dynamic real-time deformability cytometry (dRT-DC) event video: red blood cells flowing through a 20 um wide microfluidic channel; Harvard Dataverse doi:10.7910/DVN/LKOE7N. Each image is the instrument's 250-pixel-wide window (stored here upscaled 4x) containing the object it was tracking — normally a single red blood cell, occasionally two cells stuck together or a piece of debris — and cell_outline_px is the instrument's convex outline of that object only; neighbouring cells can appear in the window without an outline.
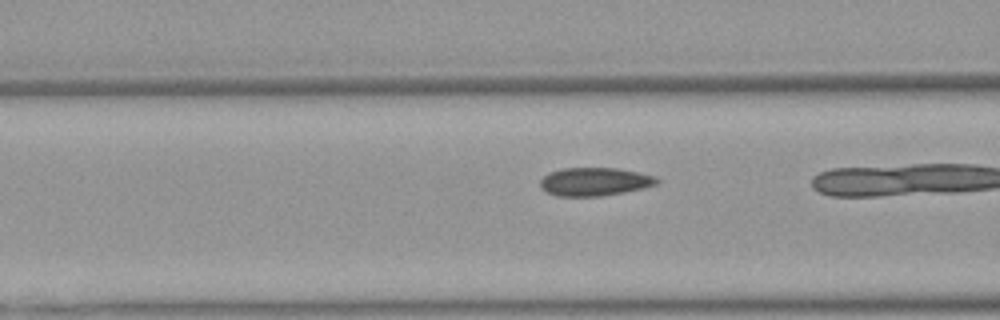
{"species": "Egyptian fruit bat (a non-hibernating species)", "species_latin": "Rousettus aegyptiacus", "temperature_condition": "warm", "stored_images_in_passage": 33, "camera_frame_rate_fps": 3000, "um_per_image_px": 0.085, "animal": {"sex": "female"}, "frame": {"image": 1, "passage_image": 13, "time_ms": 4.0, "image_size_px": [1000, 320], "cell_outline_px": [[660, 180], [656, 184], [644, 188], [624, 192], [600, 196], [556, 196], [540, 188], [540, 180], [544, 176], [552, 172], [564, 168], [616, 168], [656, 176]], "centroid_in_image_um": [50.55, 15.45], "position_along_channel_um": 116.1, "area_um2": 19.07}}
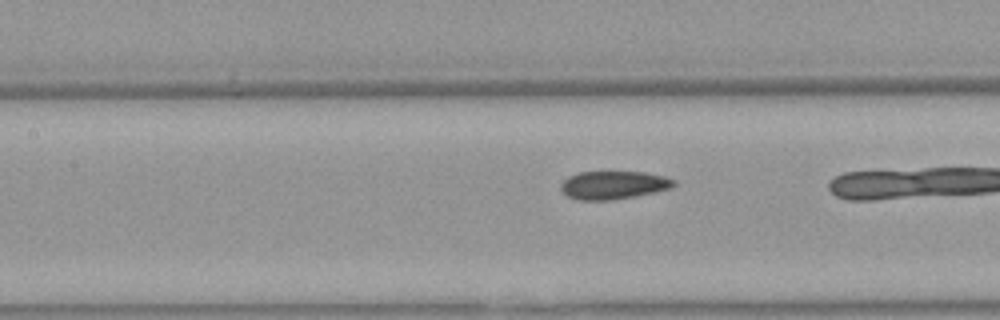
{"frame": {"image": 2, "passage_image": 16, "time_ms": 5.0, "image_size_px": [1000, 320], "cell_outline_px": [[676, 184], [668, 188], [656, 192], [612, 200], [580, 200], [568, 196], [560, 188], [560, 184], [568, 176], [580, 172], [644, 172], [664, 176], [676, 180]], "centroid_in_image_um": [52.14, 15.72], "position_along_channel_um": 155.3, "area_um2": 18.44}}